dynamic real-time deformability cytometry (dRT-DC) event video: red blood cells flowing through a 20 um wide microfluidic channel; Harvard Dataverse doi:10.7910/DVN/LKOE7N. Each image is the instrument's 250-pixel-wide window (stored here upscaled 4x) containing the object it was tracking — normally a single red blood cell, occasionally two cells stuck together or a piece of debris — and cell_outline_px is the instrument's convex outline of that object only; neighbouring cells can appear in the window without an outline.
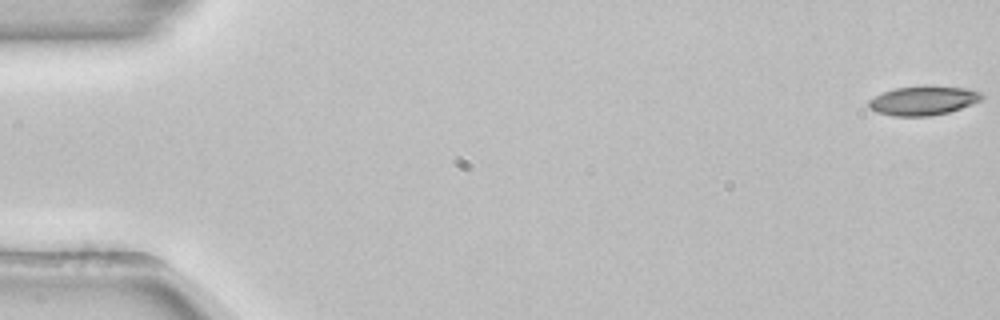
{"species": "common noctule bat (a hibernating species)", "species_latin": "Nyctalus noctula", "temperature_condition": "room temperature", "stored_images_in_passage": 54, "camera_frame_rate_fps": 3000, "um_per_image_px": 0.085, "animal": {"sex": "female", "body_mass_g": 22.7, "forearm_length_mm": 54.2}, "frame": {"image": 1, "passage_image": 1, "time_ms": 0.0, "image_size_px": [1000, 320], "cell_outline_px": [[984, 100], [948, 112], [928, 116], [892, 116], [876, 112], [868, 108], [868, 100], [884, 92], [896, 88], [924, 84], [968, 88], [980, 92], [984, 96]], "centroid_in_image_um": [78.5, 8.53], "position_along_channel_um": 6.5, "area_um2": 19.59}}
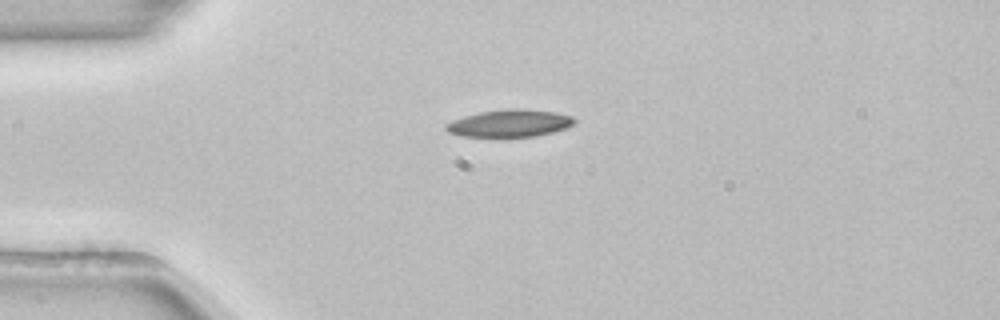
{"frame": {"image": 2, "passage_image": 14, "time_ms": 4.333, "image_size_px": [1000, 320], "cell_outline_px": [[576, 120], [572, 124], [564, 128], [552, 132], [536, 136], [460, 136], [448, 132], [444, 128], [444, 124], [452, 120], [464, 116], [480, 112], [508, 108], [520, 108], [556, 112], [572, 116]], "centroid_in_image_um": [43.29, 10.46], "position_along_channel_um": 41.7, "area_um2": 20.35}}
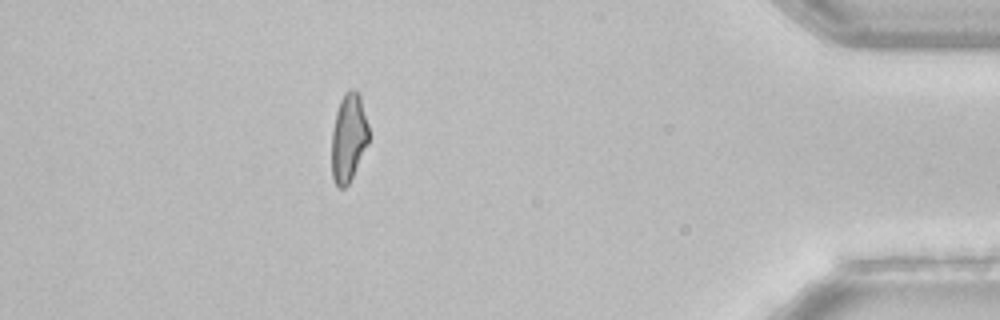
{"frame": {"image": 3, "passage_image": 48, "time_ms": 15.667, "image_size_px": [1000, 320], "cell_outline_px": [[368, 144], [348, 184], [344, 188], [340, 188], [332, 180], [332, 128], [336, 112], [340, 100], [344, 92], [348, 88], [352, 88], [360, 96], [368, 124]], "centroid_in_image_um": [29.61, 11.68], "position_along_channel_um": 405.6, "area_um2": 19.02}, "authors_computed_cell_mechanics": {"area_um2": 20.0566, "velocity_mm_per_s": 3.886, "shape_relaxation_time_tau1_ms": 7.005, "shape_relaxation_time_tau2_ms": null, "deformation_change_tau1": 0.1741, "deformation_change_tau2": null}}